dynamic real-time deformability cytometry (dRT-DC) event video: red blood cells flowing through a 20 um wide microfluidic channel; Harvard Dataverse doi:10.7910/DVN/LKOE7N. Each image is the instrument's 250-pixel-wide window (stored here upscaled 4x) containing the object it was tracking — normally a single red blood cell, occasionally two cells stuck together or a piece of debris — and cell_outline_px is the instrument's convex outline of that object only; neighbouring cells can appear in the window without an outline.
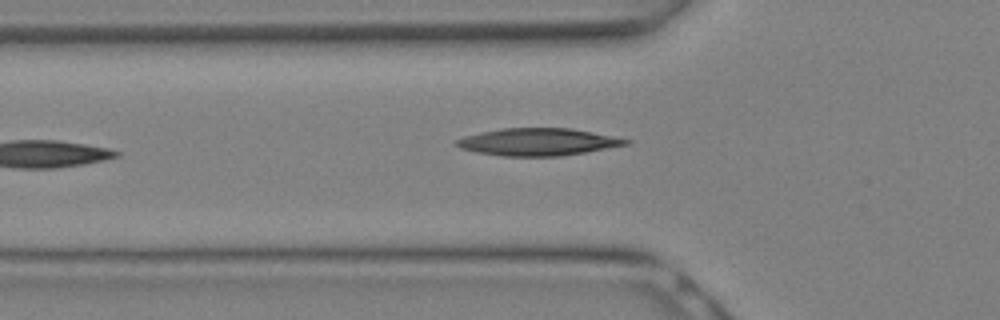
{"species": "Egyptian fruit bat (a non-hibernating species)", "species_latin": "Rousettus aegyptiacus", "temperature_condition": "warm", "stored_images_in_passage": 10, "camera_frame_rate_fps": 3000, "um_per_image_px": 0.085, "animal": {"sex": "female"}, "frame": {"image": 1, "passage_image": 10, "time_ms": 3.0, "image_size_px": [1000, 320], "cell_outline_px": [[632, 140], [628, 144], [584, 152], [560, 156], [504, 156], [476, 152], [460, 148], [456, 144], [456, 140], [464, 136], [480, 132], [504, 128], [568, 128], [592, 132]], "centroid_in_image_um": [45.69, 12.06], "position_along_channel_um": 80.1, "area_um2": 26.65}}